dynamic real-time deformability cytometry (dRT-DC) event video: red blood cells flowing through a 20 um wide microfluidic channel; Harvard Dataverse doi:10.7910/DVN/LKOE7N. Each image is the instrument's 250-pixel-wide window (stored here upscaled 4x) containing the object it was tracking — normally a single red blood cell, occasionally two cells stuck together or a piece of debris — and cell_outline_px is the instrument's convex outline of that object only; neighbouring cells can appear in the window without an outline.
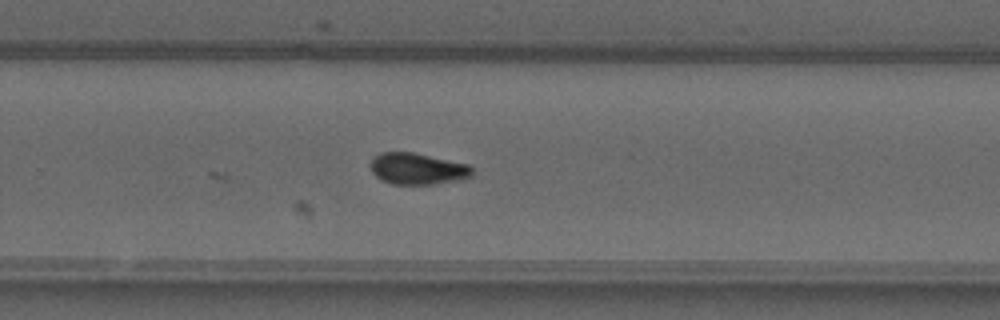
{"species": "common noctule bat (a hibernating species)", "species_latin": "Nyctalus noctula", "temperature_condition": "warm", "stored_images_in_passage": 20, "camera_frame_rate_fps": 3000, "um_per_image_px": 0.085, "animal": {"sex": "male", "forearm_length_mm": 52.5}, "frame": {"image": 1, "passage_image": 20, "time_ms": 6.333, "image_size_px": [1000, 320], "cell_outline_px": [[472, 176], [456, 180], [432, 184], [392, 184], [376, 176], [372, 172], [368, 164], [372, 156], [380, 152], [412, 152], [468, 164], [472, 168]], "centroid_in_image_um": [35.42, 14.33], "position_along_channel_um": 294.4, "area_um2": 18.61}}